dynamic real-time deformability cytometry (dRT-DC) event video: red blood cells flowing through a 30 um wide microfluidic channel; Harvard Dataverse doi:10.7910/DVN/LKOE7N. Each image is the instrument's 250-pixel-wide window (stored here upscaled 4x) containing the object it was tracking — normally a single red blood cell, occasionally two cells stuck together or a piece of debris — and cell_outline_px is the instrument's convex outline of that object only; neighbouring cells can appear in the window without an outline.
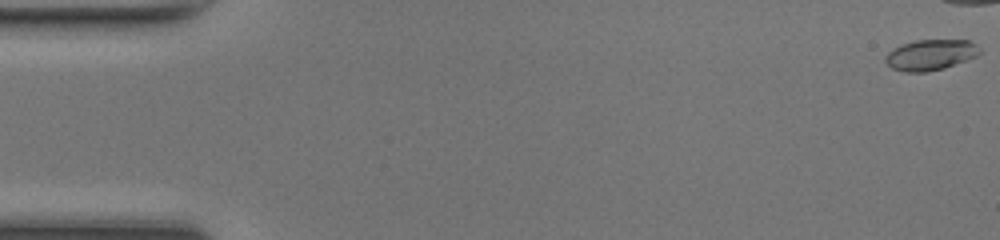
{"species": "common noctule bat (a hibernating species)", "species_latin": "Nyctalus noctula", "temperature_condition": "room temperature", "stored_images_in_passage": 38, "camera_frame_rate_fps": 3000, "um_per_image_px": 0.085, "animal": {"sex": "female", "body_mass_g": 17.0, "forearm_length_mm": 48.0}, "frame": {"image": 1, "passage_image": 1, "time_ms": 0.0, "image_size_px": [1000, 240], "cell_outline_px": [[980, 52], [976, 56], [944, 68], [924, 72], [904, 72], [892, 68], [884, 60], [884, 56], [892, 48], [900, 44], [916, 40], [968, 40], [976, 44], [980, 48]], "centroid_in_image_um": [79.05, 4.65], "position_along_channel_um": 6.0, "area_um2": 16.88}}